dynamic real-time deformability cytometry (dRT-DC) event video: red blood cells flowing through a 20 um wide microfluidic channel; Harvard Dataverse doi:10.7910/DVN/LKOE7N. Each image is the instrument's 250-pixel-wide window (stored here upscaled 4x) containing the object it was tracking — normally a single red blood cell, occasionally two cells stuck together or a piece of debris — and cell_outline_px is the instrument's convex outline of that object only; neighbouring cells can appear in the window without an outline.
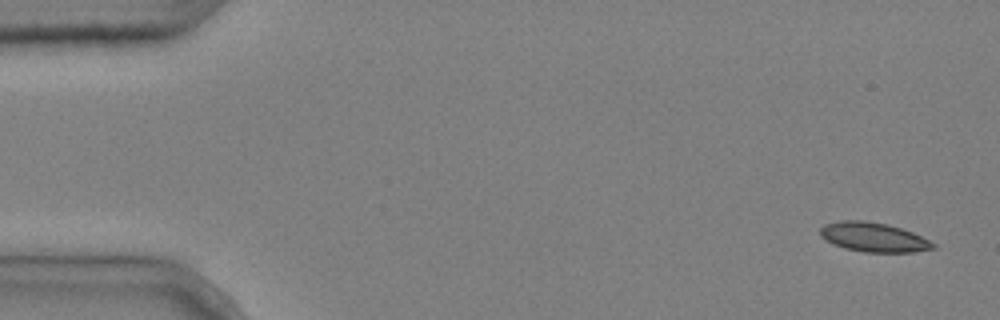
{"species": "common noctule bat (a hibernating species)", "species_latin": "Nyctalus noctula", "temperature_condition": "cold", "stored_images_in_passage": 5, "camera_frame_rate_fps": 3000, "um_per_image_px": 0.085, "animal": {"sex": "male", "body_mass_g": 20.4}, "frame": {"image": 1, "passage_image": 1, "time_ms": 0.0, "image_size_px": [1000, 320], "cell_outline_px": [[936, 248], [912, 252], [864, 252], [844, 248], [832, 244], [820, 236], [820, 228], [824, 224], [840, 220], [864, 220], [888, 224], [912, 232], [936, 244]], "centroid_in_image_um": [74.22, 20.15], "position_along_channel_um": 10.8, "area_um2": 19.36}}
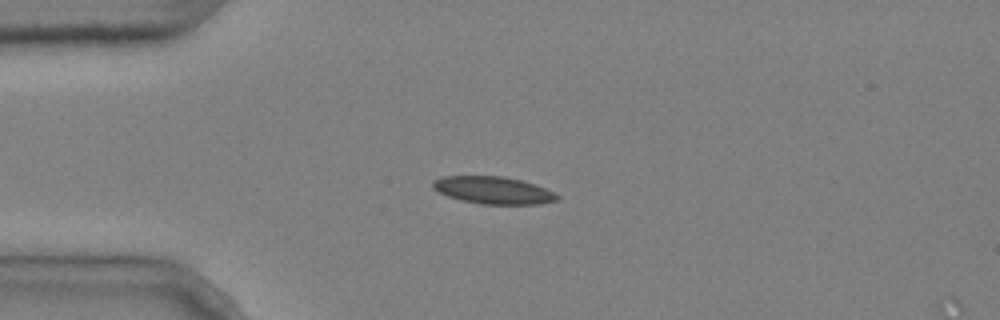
{"frame": {"image": 2, "passage_image": 4, "time_ms": 1.0, "image_size_px": [1000, 320], "cell_outline_px": [[560, 196], [556, 200], [540, 204], [480, 204], [460, 200], [436, 192], [432, 188], [432, 180], [444, 176], [504, 176], [536, 184]], "centroid_in_image_um": [41.87, 16.17], "position_along_channel_um": 43.1, "area_um2": 19.88}}